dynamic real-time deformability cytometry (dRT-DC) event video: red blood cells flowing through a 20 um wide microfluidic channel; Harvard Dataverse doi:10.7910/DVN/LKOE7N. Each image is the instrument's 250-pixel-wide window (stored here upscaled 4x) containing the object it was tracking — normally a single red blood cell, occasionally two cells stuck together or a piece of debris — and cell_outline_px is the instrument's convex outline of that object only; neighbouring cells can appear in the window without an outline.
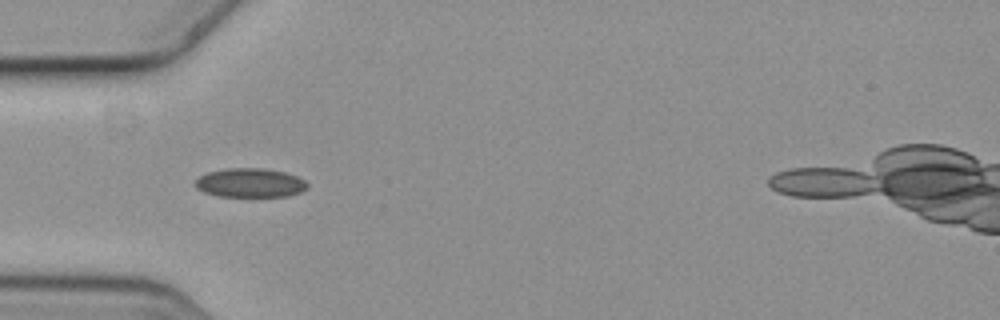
{"species": "common noctule bat (a hibernating species)", "species_latin": "Nyctalus noctula", "temperature_condition": "cold", "stored_images_in_passage": 2, "camera_frame_rate_fps": 3000, "um_per_image_px": 0.085, "animal": {"sex": "female", "body_mass_g": 19.3, "forearm_length_mm": 54.1}, "frame": {"image": 1, "passage_image": 1, "time_ms": 0.0, "image_size_px": [1000, 320], "cell_outline_px": [[308, 188], [300, 192], [288, 196], [216, 196], [204, 192], [196, 188], [192, 184], [200, 176], [208, 172], [228, 168], [264, 168], [284, 172], [296, 176], [304, 180], [308, 184]], "centroid_in_image_um": [21.24, 15.54], "position_along_channel_um": 63.8, "area_um2": 19.02}}
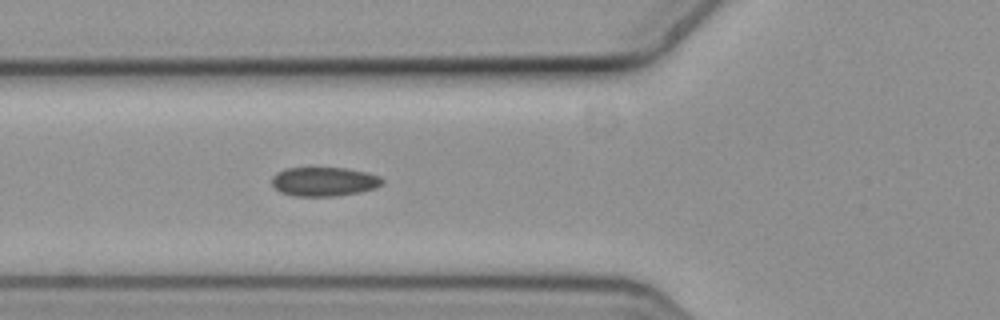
{"frame": {"image": 2, "passage_image": 2, "time_ms": 0.333, "image_size_px": [1000, 320], "cell_outline_px": [[384, 180], [376, 188], [360, 192], [336, 196], [292, 196], [280, 192], [272, 184], [272, 176], [276, 172], [284, 168], [344, 168], [364, 172], [380, 176]], "centroid_in_image_um": [27.51, 15.44], "position_along_channel_um": 98.3, "area_um2": 18.73}}